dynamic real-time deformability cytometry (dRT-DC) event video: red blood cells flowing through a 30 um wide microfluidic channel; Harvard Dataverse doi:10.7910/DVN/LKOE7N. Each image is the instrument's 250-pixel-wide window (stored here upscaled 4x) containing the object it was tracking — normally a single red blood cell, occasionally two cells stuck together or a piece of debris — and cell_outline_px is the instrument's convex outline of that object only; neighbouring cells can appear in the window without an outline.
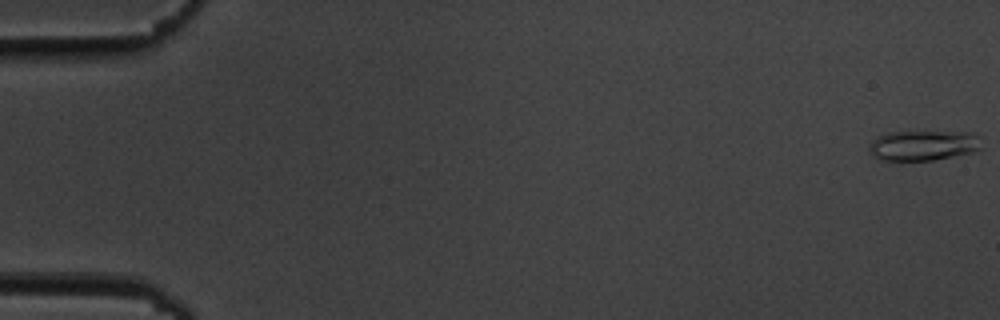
{"species": "common noctule bat (a hibernating species)", "species_latin": "Nyctalus noctula", "temperature_condition": "cold", "stored_images_in_passage": 56, "camera_frame_rate_fps": 3000, "um_per_image_px": 0.085, "animal": {"sex": "male", "body_mass_g": 19.5, "forearm_length_mm": 54.6}, "frame": {"image": 1, "passage_image": 1, "time_ms": 0.0, "image_size_px": [1000, 320], "cell_outline_px": [[984, 148], [972, 152], [932, 160], [880, 160], [872, 156], [868, 148], [868, 144], [876, 136], [888, 132], [908, 128], [976, 132]], "centroid_in_image_um": [78.47, 12.28], "position_along_channel_um": 6.5, "area_um2": 21.27}}
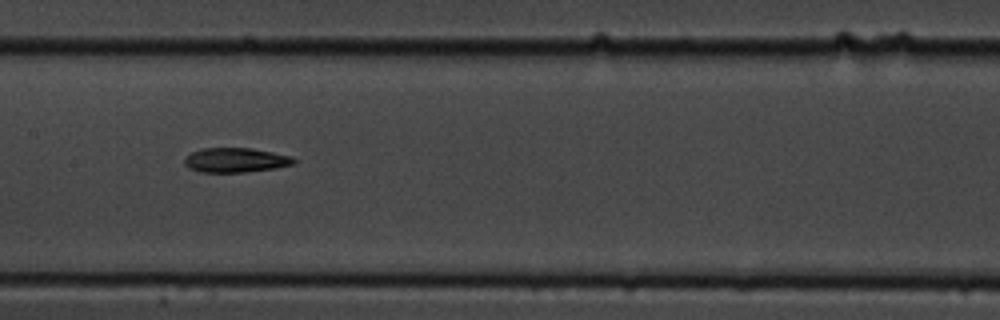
{"frame": {"image": 2, "passage_image": 28, "time_ms": 9.0, "image_size_px": [1000, 320], "cell_outline_px": [[296, 160], [292, 164], [276, 168], [244, 172], [200, 172], [188, 168], [184, 164], [184, 156], [200, 148], [252, 148], [292, 156]], "centroid_in_image_um": [19.98, 13.6], "position_along_channel_um": 187.4, "area_um2": 15.72}}
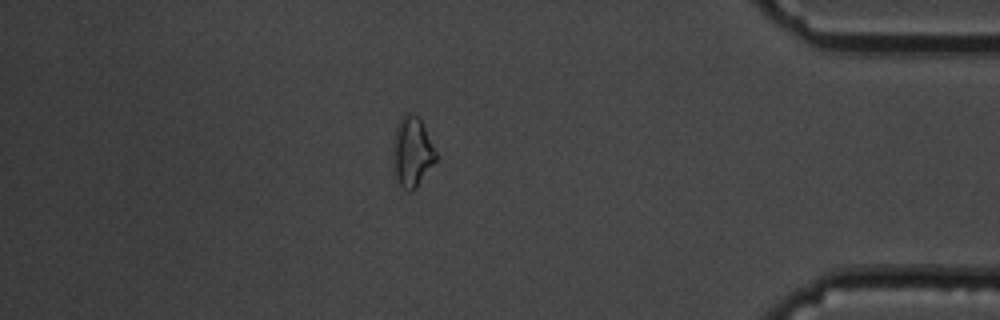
{"frame": {"image": 3, "passage_image": 48, "time_ms": 15.667, "image_size_px": [1000, 320], "cell_outline_px": [[436, 160], [416, 188], [412, 192], [408, 192], [400, 184], [392, 168], [392, 148], [396, 128], [400, 116], [404, 112], [408, 112], [416, 116], [420, 120], [436, 152]], "centroid_in_image_um": [34.99, 12.92], "position_along_channel_um": 400.2, "area_um2": 17.46}}